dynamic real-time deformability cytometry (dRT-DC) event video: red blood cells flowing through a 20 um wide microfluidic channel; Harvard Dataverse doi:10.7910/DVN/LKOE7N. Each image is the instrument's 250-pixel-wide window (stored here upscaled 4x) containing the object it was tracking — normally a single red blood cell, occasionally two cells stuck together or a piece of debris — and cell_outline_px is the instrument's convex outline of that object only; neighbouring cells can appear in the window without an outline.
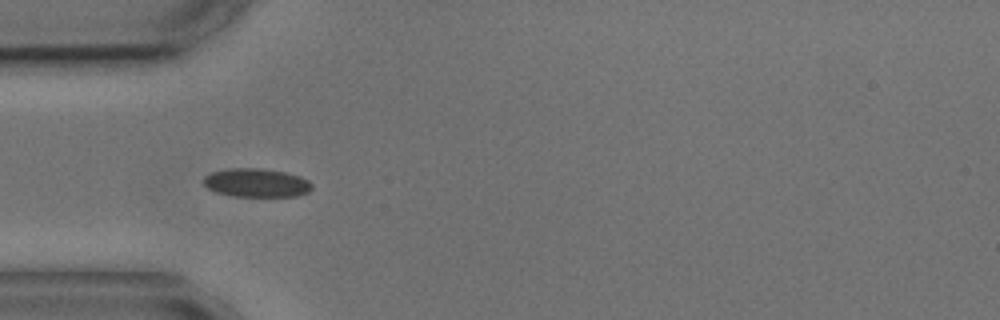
{"species": "common noctule bat (a hibernating species)", "species_latin": "Nyctalus noctula", "temperature_condition": "cold", "stored_images_in_passage": 6, "camera_frame_rate_fps": 3000, "um_per_image_px": 0.085, "animal": {"sex": "male", "body_mass_g": 17.9, "forearm_length_mm": 54.2}, "frame": {"image": 1, "passage_image": 1, "time_ms": 0.0, "image_size_px": [1000, 320], "cell_outline_px": [[312, 188], [308, 192], [296, 196], [232, 196], [216, 192], [208, 188], [204, 184], [204, 176], [212, 172], [228, 168], [264, 168], [284, 172], [300, 176], [308, 180], [312, 184]], "centroid_in_image_um": [21.8, 15.53], "position_along_channel_um": 63.2, "area_um2": 18.09}}